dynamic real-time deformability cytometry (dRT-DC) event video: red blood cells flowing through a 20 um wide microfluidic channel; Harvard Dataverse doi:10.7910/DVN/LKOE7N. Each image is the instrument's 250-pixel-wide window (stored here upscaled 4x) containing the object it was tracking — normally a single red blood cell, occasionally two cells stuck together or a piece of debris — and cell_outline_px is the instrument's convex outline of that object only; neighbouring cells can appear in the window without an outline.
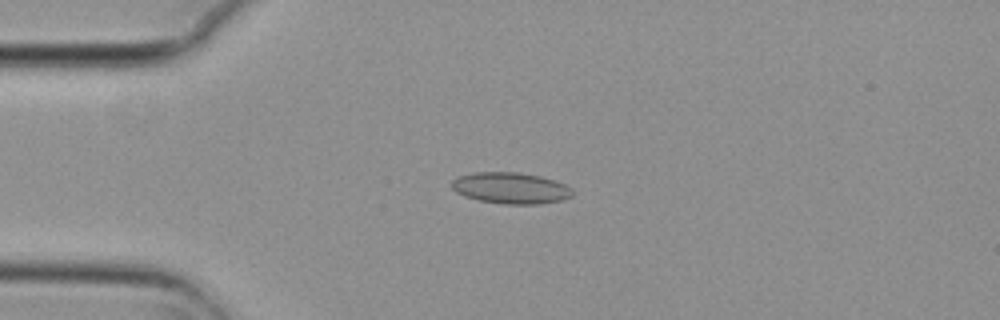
{"species": "common noctule bat (a hibernating species)", "species_latin": "Nyctalus noctula", "temperature_condition": "cold", "stored_images_in_passage": 4, "camera_frame_rate_fps": 3000, "um_per_image_px": 0.085, "animal": {"sex": "female", "body_mass_g": 29.2, "forearm_length_mm": 56.3}, "frame": {"image": 1, "passage_image": 3, "time_ms": 0.667, "image_size_px": [1000, 320], "cell_outline_px": [[572, 196], [560, 200], [540, 204], [504, 204], [480, 200], [464, 196], [456, 192], [452, 188], [452, 180], [456, 176], [472, 172], [520, 172], [540, 176], [564, 184], [572, 188]], "centroid_in_image_um": [43.37, 15.97], "position_along_channel_um": 41.6, "area_um2": 22.02}}